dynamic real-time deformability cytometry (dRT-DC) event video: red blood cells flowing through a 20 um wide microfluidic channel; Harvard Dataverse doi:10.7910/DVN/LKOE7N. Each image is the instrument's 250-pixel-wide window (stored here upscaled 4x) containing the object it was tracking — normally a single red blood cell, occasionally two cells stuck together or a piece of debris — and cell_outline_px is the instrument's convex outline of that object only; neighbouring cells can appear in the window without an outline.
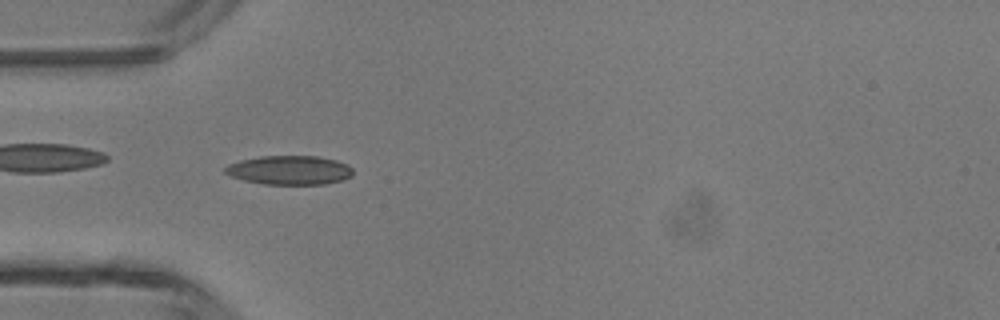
{"species": "common noctule bat (a hibernating species)", "species_latin": "Nyctalus noctula", "temperature_condition": "room temperature", "stored_images_in_passage": 30, "camera_frame_rate_fps": 3000, "um_per_image_px": 0.085, "animal": {"sex": "male", "body_mass_g": 13.3}, "frame": {"image": 1, "passage_image": 1, "time_ms": 0.0, "image_size_px": [1000, 320], "cell_outline_px": [[352, 176], [344, 180], [324, 184], [264, 184], [244, 180], [232, 176], [224, 172], [224, 168], [228, 164], [240, 160], [260, 156], [320, 156], [336, 160], [348, 164], [352, 168]], "centroid_in_image_um": [24.63, 14.45], "position_along_channel_um": 60.4, "area_um2": 21.73}}
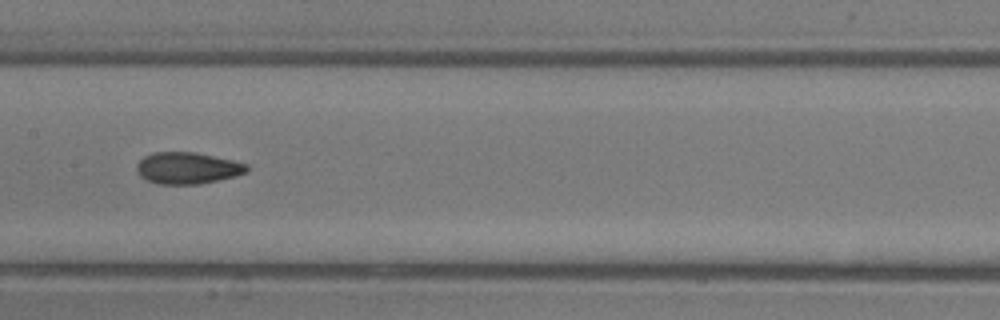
{"frame": {"image": 2, "passage_image": 10, "time_ms": 3.0, "image_size_px": [1000, 320], "cell_outline_px": [[248, 172], [236, 176], [200, 184], [156, 184], [140, 176], [136, 172], [136, 164], [144, 156], [152, 152], [196, 152], [232, 160], [248, 164]], "centroid_in_image_um": [15.92, 14.28], "position_along_channel_um": 191.5, "area_um2": 20.46}}
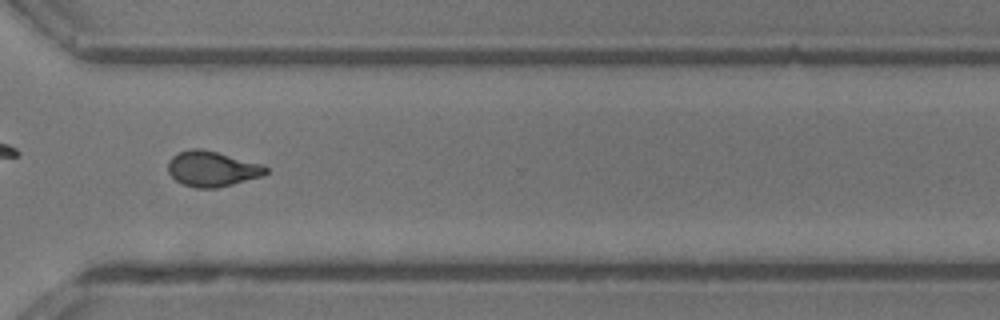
{"frame": {"image": 3, "passage_image": 21, "time_ms": 6.667, "image_size_px": [1000, 320], "cell_outline_px": [[268, 172], [264, 176], [216, 188], [196, 188], [184, 184], [176, 180], [168, 172], [168, 160], [172, 156], [180, 152], [192, 148], [200, 148], [264, 164], [268, 168]], "centroid_in_image_um": [18.05, 14.35], "position_along_channel_um": 352.5, "area_um2": 20.17}, "authors_computed_cell_mechanics": {"area_um2": 20.2011, "velocity_mm_per_s": 4.4078, "shape_relaxation_time_tau1_ms": 5.9652, "shape_relaxation_time_tau2_ms": 1.8877, "deformation_change_tau1": 0.171, "deformation_change_tau2": 0.0897}}